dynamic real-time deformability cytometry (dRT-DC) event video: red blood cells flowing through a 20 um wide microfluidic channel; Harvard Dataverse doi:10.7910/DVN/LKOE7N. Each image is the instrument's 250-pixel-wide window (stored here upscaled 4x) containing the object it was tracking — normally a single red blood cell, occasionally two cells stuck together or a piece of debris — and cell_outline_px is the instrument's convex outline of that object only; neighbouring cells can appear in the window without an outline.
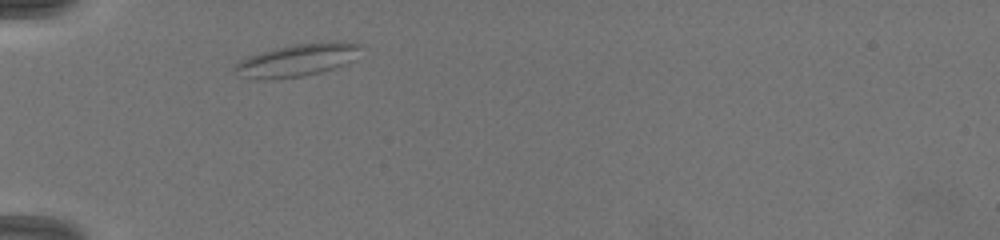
{"species": "common noctule bat (a hibernating species)", "species_latin": "Nyctalus noctula", "temperature_condition": "warm", "stored_images_in_passage": 2, "camera_frame_rate_fps": 3000, "um_per_image_px": 0.085, "animal": {"sex": "female", "body_mass_g": 19.5, "forearm_length_mm": 54.1}, "frame": {"image": 1, "passage_image": 1, "time_ms": 0.0, "image_size_px": [1000, 240], "cell_outline_px": [[360, 48], [352, 60], [344, 64], [320, 72], [300, 76], [272, 80], [252, 80], [236, 76], [232, 72], [232, 68], [240, 60], [248, 56], [260, 52], [292, 44], [336, 40], [340, 40], [360, 44]], "centroid_in_image_um": [25.15, 5.12], "position_along_channel_um": 59.8, "area_um2": 24.28}}